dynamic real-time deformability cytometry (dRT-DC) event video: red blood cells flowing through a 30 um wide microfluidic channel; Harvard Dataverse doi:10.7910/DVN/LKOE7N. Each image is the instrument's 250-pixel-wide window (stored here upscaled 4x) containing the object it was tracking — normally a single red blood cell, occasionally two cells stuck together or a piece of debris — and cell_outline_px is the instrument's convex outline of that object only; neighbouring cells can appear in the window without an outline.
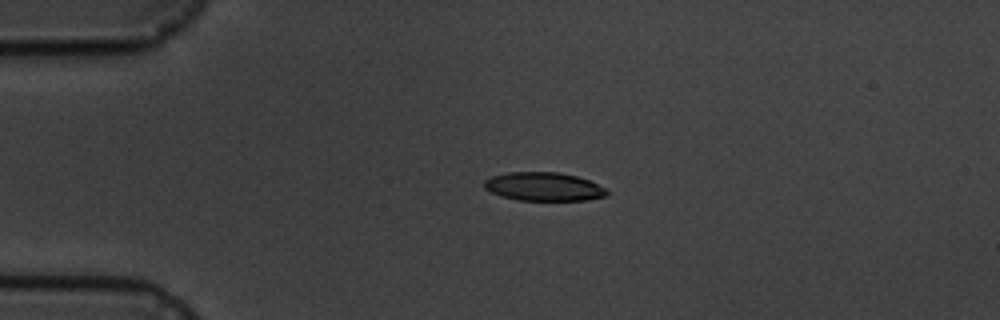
{"species": "common noctule bat (a hibernating species)", "species_latin": "Nyctalus noctula", "temperature_condition": "cold", "stored_images_in_passage": 4, "camera_frame_rate_fps": 3000, "um_per_image_px": 0.085, "animal": {"sex": "male", "body_mass_g": 19.5, "forearm_length_mm": 54.6}, "frame": {"image": 1, "passage_image": 2, "time_ms": 1.333, "image_size_px": [1000, 320], "cell_outline_px": [[608, 192], [604, 196], [588, 200], [520, 200], [504, 196], [492, 192], [484, 188], [484, 180], [492, 176], [508, 172], [560, 172], [576, 176], [588, 180], [608, 188]], "centroid_in_image_um": [46.24, 15.85], "position_along_channel_um": 38.8, "area_um2": 20.29}}
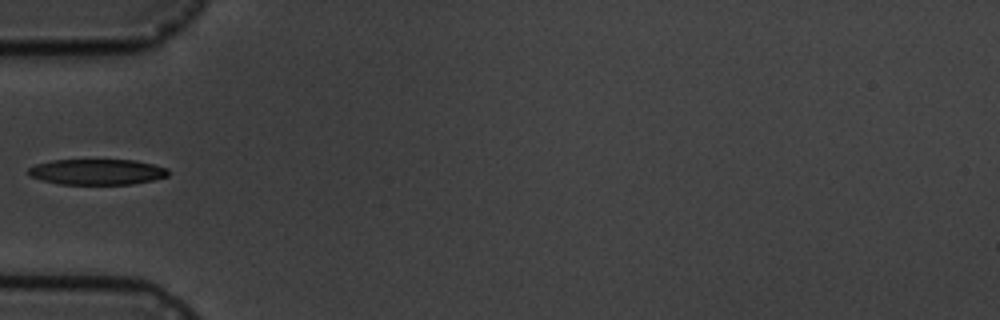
{"frame": {"image": 2, "passage_image": 4, "time_ms": 3.333, "image_size_px": [1000, 320], "cell_outline_px": [[168, 176], [152, 180], [132, 184], [60, 184], [28, 176], [28, 168], [36, 164], [52, 160], [136, 160], [168, 168]], "centroid_in_image_um": [8.24, 14.6], "position_along_channel_um": 76.8, "area_um2": 20.87}}